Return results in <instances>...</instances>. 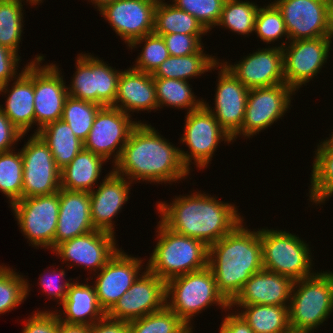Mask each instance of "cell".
<instances>
[{"instance_id": "cell-1", "label": "cell", "mask_w": 333, "mask_h": 333, "mask_svg": "<svg viewBox=\"0 0 333 333\" xmlns=\"http://www.w3.org/2000/svg\"><path fill=\"white\" fill-rule=\"evenodd\" d=\"M173 145L150 124L141 122L112 169L135 184L141 180L150 184L185 180L191 174L182 163L179 148Z\"/></svg>"}, {"instance_id": "cell-2", "label": "cell", "mask_w": 333, "mask_h": 333, "mask_svg": "<svg viewBox=\"0 0 333 333\" xmlns=\"http://www.w3.org/2000/svg\"><path fill=\"white\" fill-rule=\"evenodd\" d=\"M218 197L193 192L175 196L171 202H157L160 221L170 230L203 241L207 246L219 241L244 218L233 203Z\"/></svg>"}, {"instance_id": "cell-3", "label": "cell", "mask_w": 333, "mask_h": 333, "mask_svg": "<svg viewBox=\"0 0 333 333\" xmlns=\"http://www.w3.org/2000/svg\"><path fill=\"white\" fill-rule=\"evenodd\" d=\"M243 223L244 220L208 246V267L218 291L229 303L242 291L246 281L263 269L260 229L251 231Z\"/></svg>"}, {"instance_id": "cell-4", "label": "cell", "mask_w": 333, "mask_h": 333, "mask_svg": "<svg viewBox=\"0 0 333 333\" xmlns=\"http://www.w3.org/2000/svg\"><path fill=\"white\" fill-rule=\"evenodd\" d=\"M154 246L146 268L164 282L208 266V246L201 240L178 234L158 222Z\"/></svg>"}, {"instance_id": "cell-5", "label": "cell", "mask_w": 333, "mask_h": 333, "mask_svg": "<svg viewBox=\"0 0 333 333\" xmlns=\"http://www.w3.org/2000/svg\"><path fill=\"white\" fill-rule=\"evenodd\" d=\"M212 305H218L224 312L231 309L230 303L218 291L208 266L166 282V306L185 324H192L193 317Z\"/></svg>"}, {"instance_id": "cell-6", "label": "cell", "mask_w": 333, "mask_h": 333, "mask_svg": "<svg viewBox=\"0 0 333 333\" xmlns=\"http://www.w3.org/2000/svg\"><path fill=\"white\" fill-rule=\"evenodd\" d=\"M333 312V272L317 271L294 281L288 306L289 326L313 331Z\"/></svg>"}, {"instance_id": "cell-7", "label": "cell", "mask_w": 333, "mask_h": 333, "mask_svg": "<svg viewBox=\"0 0 333 333\" xmlns=\"http://www.w3.org/2000/svg\"><path fill=\"white\" fill-rule=\"evenodd\" d=\"M263 269L275 272L293 281L311 276L312 252L309 244L289 231L260 229Z\"/></svg>"}, {"instance_id": "cell-8", "label": "cell", "mask_w": 333, "mask_h": 333, "mask_svg": "<svg viewBox=\"0 0 333 333\" xmlns=\"http://www.w3.org/2000/svg\"><path fill=\"white\" fill-rule=\"evenodd\" d=\"M185 118L184 133L180 143H185L190 151L179 148L182 163L189 172L193 163L200 168L199 170L205 169L211 163L218 144L222 141L231 144L233 139L204 105L188 112Z\"/></svg>"}, {"instance_id": "cell-9", "label": "cell", "mask_w": 333, "mask_h": 333, "mask_svg": "<svg viewBox=\"0 0 333 333\" xmlns=\"http://www.w3.org/2000/svg\"><path fill=\"white\" fill-rule=\"evenodd\" d=\"M75 73L67 86L69 96L100 106H113L121 70L94 57L90 53L78 54Z\"/></svg>"}, {"instance_id": "cell-10", "label": "cell", "mask_w": 333, "mask_h": 333, "mask_svg": "<svg viewBox=\"0 0 333 333\" xmlns=\"http://www.w3.org/2000/svg\"><path fill=\"white\" fill-rule=\"evenodd\" d=\"M10 207L27 242L36 249L42 247L52 251L59 215V191L22 198Z\"/></svg>"}, {"instance_id": "cell-11", "label": "cell", "mask_w": 333, "mask_h": 333, "mask_svg": "<svg viewBox=\"0 0 333 333\" xmlns=\"http://www.w3.org/2000/svg\"><path fill=\"white\" fill-rule=\"evenodd\" d=\"M128 115L113 106L101 107L93 121L84 149L101 156L106 161L113 157V166L119 160L123 147L128 141L132 130L141 123L132 121ZM113 155V156H112Z\"/></svg>"}, {"instance_id": "cell-12", "label": "cell", "mask_w": 333, "mask_h": 333, "mask_svg": "<svg viewBox=\"0 0 333 333\" xmlns=\"http://www.w3.org/2000/svg\"><path fill=\"white\" fill-rule=\"evenodd\" d=\"M20 150L23 159L22 198L51 195L61 189V170L51 150L35 133Z\"/></svg>"}, {"instance_id": "cell-13", "label": "cell", "mask_w": 333, "mask_h": 333, "mask_svg": "<svg viewBox=\"0 0 333 333\" xmlns=\"http://www.w3.org/2000/svg\"><path fill=\"white\" fill-rule=\"evenodd\" d=\"M296 91L286 83L249 89L241 136L250 138L268 129L291 109ZM262 130V131H261Z\"/></svg>"}, {"instance_id": "cell-14", "label": "cell", "mask_w": 333, "mask_h": 333, "mask_svg": "<svg viewBox=\"0 0 333 333\" xmlns=\"http://www.w3.org/2000/svg\"><path fill=\"white\" fill-rule=\"evenodd\" d=\"M288 44L282 48L285 83L298 91L320 73L330 58L333 43L329 37H321L289 41Z\"/></svg>"}, {"instance_id": "cell-15", "label": "cell", "mask_w": 333, "mask_h": 333, "mask_svg": "<svg viewBox=\"0 0 333 333\" xmlns=\"http://www.w3.org/2000/svg\"><path fill=\"white\" fill-rule=\"evenodd\" d=\"M165 306L166 282L146 268L106 316L129 322L159 311Z\"/></svg>"}, {"instance_id": "cell-16", "label": "cell", "mask_w": 333, "mask_h": 333, "mask_svg": "<svg viewBox=\"0 0 333 333\" xmlns=\"http://www.w3.org/2000/svg\"><path fill=\"white\" fill-rule=\"evenodd\" d=\"M116 243L114 234L96 229L58 244L52 252L61 257L67 267L81 266L96 274L118 251Z\"/></svg>"}, {"instance_id": "cell-17", "label": "cell", "mask_w": 333, "mask_h": 333, "mask_svg": "<svg viewBox=\"0 0 333 333\" xmlns=\"http://www.w3.org/2000/svg\"><path fill=\"white\" fill-rule=\"evenodd\" d=\"M218 80L214 108L205 101L204 106L215 116L219 125L236 141L241 136V127L249 89L244 86L220 61L217 63ZM213 108V109H212Z\"/></svg>"}, {"instance_id": "cell-18", "label": "cell", "mask_w": 333, "mask_h": 333, "mask_svg": "<svg viewBox=\"0 0 333 333\" xmlns=\"http://www.w3.org/2000/svg\"><path fill=\"white\" fill-rule=\"evenodd\" d=\"M158 0H116L104 5L100 14L128 46L154 31Z\"/></svg>"}, {"instance_id": "cell-19", "label": "cell", "mask_w": 333, "mask_h": 333, "mask_svg": "<svg viewBox=\"0 0 333 333\" xmlns=\"http://www.w3.org/2000/svg\"><path fill=\"white\" fill-rule=\"evenodd\" d=\"M34 63V112L35 134L47 124L60 120L67 97L66 82L59 66L51 63L41 66Z\"/></svg>"}, {"instance_id": "cell-20", "label": "cell", "mask_w": 333, "mask_h": 333, "mask_svg": "<svg viewBox=\"0 0 333 333\" xmlns=\"http://www.w3.org/2000/svg\"><path fill=\"white\" fill-rule=\"evenodd\" d=\"M109 259L107 264L95 276L94 287L99 304L107 313L115 303L126 293L134 281L146 269L144 259L133 257L121 250ZM142 259V260H141Z\"/></svg>"}, {"instance_id": "cell-21", "label": "cell", "mask_w": 333, "mask_h": 333, "mask_svg": "<svg viewBox=\"0 0 333 333\" xmlns=\"http://www.w3.org/2000/svg\"><path fill=\"white\" fill-rule=\"evenodd\" d=\"M289 41L328 37V0H274Z\"/></svg>"}, {"instance_id": "cell-22", "label": "cell", "mask_w": 333, "mask_h": 333, "mask_svg": "<svg viewBox=\"0 0 333 333\" xmlns=\"http://www.w3.org/2000/svg\"><path fill=\"white\" fill-rule=\"evenodd\" d=\"M275 46L259 48L234 65L227 61L221 63L248 89L282 84L285 83L283 50Z\"/></svg>"}, {"instance_id": "cell-23", "label": "cell", "mask_w": 333, "mask_h": 333, "mask_svg": "<svg viewBox=\"0 0 333 333\" xmlns=\"http://www.w3.org/2000/svg\"><path fill=\"white\" fill-rule=\"evenodd\" d=\"M20 71L15 81L0 85V95L7 94L5 105L0 109L9 118L11 123L23 134H27L35 125L34 112V63L44 59V55H36ZM11 86L8 88V86ZM4 108H3V107Z\"/></svg>"}, {"instance_id": "cell-24", "label": "cell", "mask_w": 333, "mask_h": 333, "mask_svg": "<svg viewBox=\"0 0 333 333\" xmlns=\"http://www.w3.org/2000/svg\"><path fill=\"white\" fill-rule=\"evenodd\" d=\"M131 184V181L112 169L97 185L98 188L89 192L91 219L95 229L116 233L113 219L129 200Z\"/></svg>"}, {"instance_id": "cell-25", "label": "cell", "mask_w": 333, "mask_h": 333, "mask_svg": "<svg viewBox=\"0 0 333 333\" xmlns=\"http://www.w3.org/2000/svg\"><path fill=\"white\" fill-rule=\"evenodd\" d=\"M96 230L92 224L90 194L85 191L59 190V215L54 248L67 240Z\"/></svg>"}, {"instance_id": "cell-26", "label": "cell", "mask_w": 333, "mask_h": 333, "mask_svg": "<svg viewBox=\"0 0 333 333\" xmlns=\"http://www.w3.org/2000/svg\"><path fill=\"white\" fill-rule=\"evenodd\" d=\"M294 281L265 269L253 274L230 305H289Z\"/></svg>"}, {"instance_id": "cell-27", "label": "cell", "mask_w": 333, "mask_h": 333, "mask_svg": "<svg viewBox=\"0 0 333 333\" xmlns=\"http://www.w3.org/2000/svg\"><path fill=\"white\" fill-rule=\"evenodd\" d=\"M113 107L124 113L158 110L153 75L132 67L121 70Z\"/></svg>"}, {"instance_id": "cell-28", "label": "cell", "mask_w": 333, "mask_h": 333, "mask_svg": "<svg viewBox=\"0 0 333 333\" xmlns=\"http://www.w3.org/2000/svg\"><path fill=\"white\" fill-rule=\"evenodd\" d=\"M88 279L93 280V277L86 278L87 283L85 281L84 284L75 280L68 287L66 298L61 303L63 309L60 310L63 311L55 310L61 322L92 326L106 316L99 304L95 287L93 283L88 284Z\"/></svg>"}, {"instance_id": "cell-29", "label": "cell", "mask_w": 333, "mask_h": 333, "mask_svg": "<svg viewBox=\"0 0 333 333\" xmlns=\"http://www.w3.org/2000/svg\"><path fill=\"white\" fill-rule=\"evenodd\" d=\"M106 161L93 152L82 149L73 160L61 170V188L69 191L91 192L98 185L102 166Z\"/></svg>"}, {"instance_id": "cell-30", "label": "cell", "mask_w": 333, "mask_h": 333, "mask_svg": "<svg viewBox=\"0 0 333 333\" xmlns=\"http://www.w3.org/2000/svg\"><path fill=\"white\" fill-rule=\"evenodd\" d=\"M49 147L57 167L62 170L84 148L70 126L62 119L47 124L36 133Z\"/></svg>"}, {"instance_id": "cell-31", "label": "cell", "mask_w": 333, "mask_h": 333, "mask_svg": "<svg viewBox=\"0 0 333 333\" xmlns=\"http://www.w3.org/2000/svg\"><path fill=\"white\" fill-rule=\"evenodd\" d=\"M204 47L197 53L187 56H169L152 74L153 78L179 79L188 81L206 72L218 70L220 59L205 54ZM193 77V78H192Z\"/></svg>"}, {"instance_id": "cell-32", "label": "cell", "mask_w": 333, "mask_h": 333, "mask_svg": "<svg viewBox=\"0 0 333 333\" xmlns=\"http://www.w3.org/2000/svg\"><path fill=\"white\" fill-rule=\"evenodd\" d=\"M315 150L307 196L312 204L320 206L333 196V144L323 139Z\"/></svg>"}, {"instance_id": "cell-33", "label": "cell", "mask_w": 333, "mask_h": 333, "mask_svg": "<svg viewBox=\"0 0 333 333\" xmlns=\"http://www.w3.org/2000/svg\"><path fill=\"white\" fill-rule=\"evenodd\" d=\"M289 305H230L242 308L238 314L254 333H285L289 328Z\"/></svg>"}, {"instance_id": "cell-34", "label": "cell", "mask_w": 333, "mask_h": 333, "mask_svg": "<svg viewBox=\"0 0 333 333\" xmlns=\"http://www.w3.org/2000/svg\"><path fill=\"white\" fill-rule=\"evenodd\" d=\"M158 0L155 9L154 31L159 36L173 33L187 35H206L207 30L188 12L176 8L172 3Z\"/></svg>"}, {"instance_id": "cell-35", "label": "cell", "mask_w": 333, "mask_h": 333, "mask_svg": "<svg viewBox=\"0 0 333 333\" xmlns=\"http://www.w3.org/2000/svg\"><path fill=\"white\" fill-rule=\"evenodd\" d=\"M158 101V109L167 106L177 109H187L191 112L204 105L203 98L196 99L189 81L179 79L153 78ZM196 97V98H195ZM165 105V106H164Z\"/></svg>"}, {"instance_id": "cell-36", "label": "cell", "mask_w": 333, "mask_h": 333, "mask_svg": "<svg viewBox=\"0 0 333 333\" xmlns=\"http://www.w3.org/2000/svg\"><path fill=\"white\" fill-rule=\"evenodd\" d=\"M259 7L252 1L226 0L216 26L246 37L254 32Z\"/></svg>"}, {"instance_id": "cell-37", "label": "cell", "mask_w": 333, "mask_h": 333, "mask_svg": "<svg viewBox=\"0 0 333 333\" xmlns=\"http://www.w3.org/2000/svg\"><path fill=\"white\" fill-rule=\"evenodd\" d=\"M23 5L20 0H0V45L17 54L24 33Z\"/></svg>"}, {"instance_id": "cell-38", "label": "cell", "mask_w": 333, "mask_h": 333, "mask_svg": "<svg viewBox=\"0 0 333 333\" xmlns=\"http://www.w3.org/2000/svg\"><path fill=\"white\" fill-rule=\"evenodd\" d=\"M23 159L20 152L11 150L0 153V192L4 194L11 206L22 199Z\"/></svg>"}, {"instance_id": "cell-39", "label": "cell", "mask_w": 333, "mask_h": 333, "mask_svg": "<svg viewBox=\"0 0 333 333\" xmlns=\"http://www.w3.org/2000/svg\"><path fill=\"white\" fill-rule=\"evenodd\" d=\"M10 266L0 265V315L12 311L29 296L30 284Z\"/></svg>"}, {"instance_id": "cell-40", "label": "cell", "mask_w": 333, "mask_h": 333, "mask_svg": "<svg viewBox=\"0 0 333 333\" xmlns=\"http://www.w3.org/2000/svg\"><path fill=\"white\" fill-rule=\"evenodd\" d=\"M101 107L98 104L68 96L64 104L61 119L84 142L91 130L94 118Z\"/></svg>"}, {"instance_id": "cell-41", "label": "cell", "mask_w": 333, "mask_h": 333, "mask_svg": "<svg viewBox=\"0 0 333 333\" xmlns=\"http://www.w3.org/2000/svg\"><path fill=\"white\" fill-rule=\"evenodd\" d=\"M254 33L257 34L256 36L259 37L261 39L260 41H263V43L273 45L275 41L286 37L285 42L283 41V43L280 44V48H283L289 42L284 19L280 10L273 2L259 7L255 20Z\"/></svg>"}, {"instance_id": "cell-42", "label": "cell", "mask_w": 333, "mask_h": 333, "mask_svg": "<svg viewBox=\"0 0 333 333\" xmlns=\"http://www.w3.org/2000/svg\"><path fill=\"white\" fill-rule=\"evenodd\" d=\"M144 42V43H143ZM144 44L141 54L137 57L133 69L153 74L155 70L166 60L170 54L162 36L154 33L145 35L142 38L134 40L128 49H135Z\"/></svg>"}, {"instance_id": "cell-43", "label": "cell", "mask_w": 333, "mask_h": 333, "mask_svg": "<svg viewBox=\"0 0 333 333\" xmlns=\"http://www.w3.org/2000/svg\"><path fill=\"white\" fill-rule=\"evenodd\" d=\"M130 333H176L185 323L167 306L128 322Z\"/></svg>"}, {"instance_id": "cell-44", "label": "cell", "mask_w": 333, "mask_h": 333, "mask_svg": "<svg viewBox=\"0 0 333 333\" xmlns=\"http://www.w3.org/2000/svg\"><path fill=\"white\" fill-rule=\"evenodd\" d=\"M172 4L194 16L209 31L216 27L226 0H170Z\"/></svg>"}, {"instance_id": "cell-45", "label": "cell", "mask_w": 333, "mask_h": 333, "mask_svg": "<svg viewBox=\"0 0 333 333\" xmlns=\"http://www.w3.org/2000/svg\"><path fill=\"white\" fill-rule=\"evenodd\" d=\"M63 269V270H62ZM66 269H53V271H49L47 269L48 273L45 272L43 274H40L39 276V285L40 288H42V291L47 294V296H50V299L56 300L58 305H61V303L66 298V294L68 291V287L72 283L73 278H69V280L63 282L62 280L66 278ZM57 272V273H56ZM61 281V282H60ZM70 281V282H69Z\"/></svg>"}, {"instance_id": "cell-46", "label": "cell", "mask_w": 333, "mask_h": 333, "mask_svg": "<svg viewBox=\"0 0 333 333\" xmlns=\"http://www.w3.org/2000/svg\"><path fill=\"white\" fill-rule=\"evenodd\" d=\"M162 37L171 56H187L199 52L204 47L202 35L173 33Z\"/></svg>"}, {"instance_id": "cell-47", "label": "cell", "mask_w": 333, "mask_h": 333, "mask_svg": "<svg viewBox=\"0 0 333 333\" xmlns=\"http://www.w3.org/2000/svg\"><path fill=\"white\" fill-rule=\"evenodd\" d=\"M52 311H34L33 315L23 322L25 326L20 333H58L60 319L56 311Z\"/></svg>"}, {"instance_id": "cell-48", "label": "cell", "mask_w": 333, "mask_h": 333, "mask_svg": "<svg viewBox=\"0 0 333 333\" xmlns=\"http://www.w3.org/2000/svg\"><path fill=\"white\" fill-rule=\"evenodd\" d=\"M20 59L21 57L19 54L0 45V85L14 81L19 75L18 73L20 72L18 71V67Z\"/></svg>"}, {"instance_id": "cell-49", "label": "cell", "mask_w": 333, "mask_h": 333, "mask_svg": "<svg viewBox=\"0 0 333 333\" xmlns=\"http://www.w3.org/2000/svg\"><path fill=\"white\" fill-rule=\"evenodd\" d=\"M25 137L9 120V118L0 109V153L14 150L17 142Z\"/></svg>"}, {"instance_id": "cell-50", "label": "cell", "mask_w": 333, "mask_h": 333, "mask_svg": "<svg viewBox=\"0 0 333 333\" xmlns=\"http://www.w3.org/2000/svg\"><path fill=\"white\" fill-rule=\"evenodd\" d=\"M224 317L219 328V333H254L237 311H233L232 313L230 311Z\"/></svg>"}, {"instance_id": "cell-51", "label": "cell", "mask_w": 333, "mask_h": 333, "mask_svg": "<svg viewBox=\"0 0 333 333\" xmlns=\"http://www.w3.org/2000/svg\"><path fill=\"white\" fill-rule=\"evenodd\" d=\"M89 333H130L128 322L105 316L90 326Z\"/></svg>"}, {"instance_id": "cell-52", "label": "cell", "mask_w": 333, "mask_h": 333, "mask_svg": "<svg viewBox=\"0 0 333 333\" xmlns=\"http://www.w3.org/2000/svg\"><path fill=\"white\" fill-rule=\"evenodd\" d=\"M90 326L59 322L58 333H89Z\"/></svg>"}, {"instance_id": "cell-53", "label": "cell", "mask_w": 333, "mask_h": 333, "mask_svg": "<svg viewBox=\"0 0 333 333\" xmlns=\"http://www.w3.org/2000/svg\"><path fill=\"white\" fill-rule=\"evenodd\" d=\"M328 37L333 40V0H328Z\"/></svg>"}, {"instance_id": "cell-54", "label": "cell", "mask_w": 333, "mask_h": 333, "mask_svg": "<svg viewBox=\"0 0 333 333\" xmlns=\"http://www.w3.org/2000/svg\"><path fill=\"white\" fill-rule=\"evenodd\" d=\"M114 1L116 0H89V2H92V5L94 4V8H96L97 10H100L104 5L112 3Z\"/></svg>"}, {"instance_id": "cell-55", "label": "cell", "mask_w": 333, "mask_h": 333, "mask_svg": "<svg viewBox=\"0 0 333 333\" xmlns=\"http://www.w3.org/2000/svg\"><path fill=\"white\" fill-rule=\"evenodd\" d=\"M192 324H185L178 332L176 333H193Z\"/></svg>"}, {"instance_id": "cell-56", "label": "cell", "mask_w": 333, "mask_h": 333, "mask_svg": "<svg viewBox=\"0 0 333 333\" xmlns=\"http://www.w3.org/2000/svg\"><path fill=\"white\" fill-rule=\"evenodd\" d=\"M285 333H313V332L310 330H296L289 328Z\"/></svg>"}, {"instance_id": "cell-57", "label": "cell", "mask_w": 333, "mask_h": 333, "mask_svg": "<svg viewBox=\"0 0 333 333\" xmlns=\"http://www.w3.org/2000/svg\"><path fill=\"white\" fill-rule=\"evenodd\" d=\"M21 2H25V0H20ZM42 1L43 0H26V3H28L29 2V4L31 5V6H36V5H39L40 3H42Z\"/></svg>"}, {"instance_id": "cell-58", "label": "cell", "mask_w": 333, "mask_h": 333, "mask_svg": "<svg viewBox=\"0 0 333 333\" xmlns=\"http://www.w3.org/2000/svg\"><path fill=\"white\" fill-rule=\"evenodd\" d=\"M331 137H326V140L330 143L333 144V132H331V134H329Z\"/></svg>"}]
</instances>
